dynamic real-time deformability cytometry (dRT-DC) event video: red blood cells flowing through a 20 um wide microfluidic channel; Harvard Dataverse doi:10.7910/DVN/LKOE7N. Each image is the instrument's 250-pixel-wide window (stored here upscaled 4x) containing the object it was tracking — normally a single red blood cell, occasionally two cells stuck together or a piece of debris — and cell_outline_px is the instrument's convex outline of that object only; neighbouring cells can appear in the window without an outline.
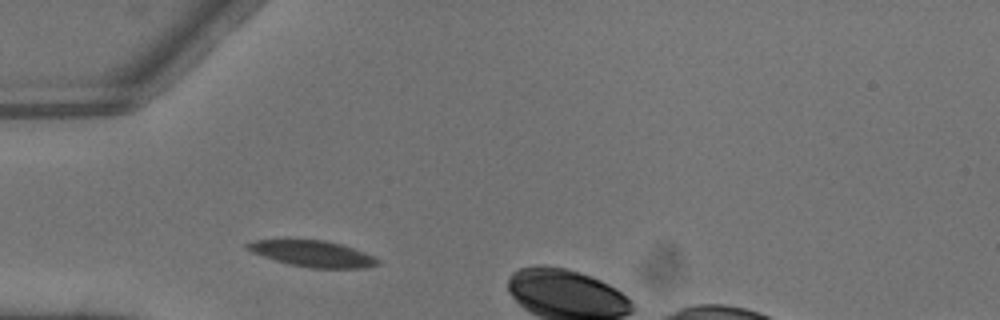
{"species": "common noctule bat (a hibernating species)", "species_latin": "Nyctalus noctula", "temperature_condition": "warm", "stored_images_in_passage": 2, "camera_frame_rate_fps": 3000, "um_per_image_px": 0.085, "animal": {"sex": "male", "body_mass_g": 13.3}, "frame": {"image": 1, "passage_image": 1, "time_ms": 0.0, "image_size_px": [1000, 320], "cell_outline_px": [[380, 264], [364, 268], [312, 268], [288, 264], [252, 252], [244, 248], [244, 244], [256, 240], [324, 240], [340, 244], [364, 252], [380, 260]], "centroid_in_image_um": [26.57, 21.57], "position_along_channel_um": 58.4, "area_um2": 19.65}}